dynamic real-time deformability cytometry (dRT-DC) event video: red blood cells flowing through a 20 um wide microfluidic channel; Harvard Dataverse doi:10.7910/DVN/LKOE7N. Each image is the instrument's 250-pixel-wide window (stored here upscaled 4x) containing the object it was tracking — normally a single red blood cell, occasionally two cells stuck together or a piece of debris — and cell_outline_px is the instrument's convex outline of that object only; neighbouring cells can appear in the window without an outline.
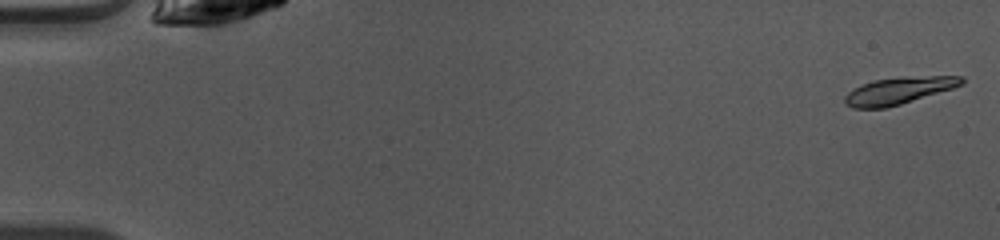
{"species": "common noctule bat (a hibernating species)", "species_latin": "Nyctalus noctula", "temperature_condition": "warm", "stored_images_in_passage": 49, "camera_frame_rate_fps": 3000, "um_per_image_px": 0.085, "animal": {"sex": "female", "body_mass_g": 10.0, "forearm_length_mm": 53.1}, "frame": {"image": 1, "passage_image": 1, "time_ms": 0.0, "image_size_px": [1000, 240], "cell_outline_px": [[964, 84], [952, 88], [900, 104], [884, 108], [852, 108], [844, 100], [844, 96], [848, 92], [864, 84], [876, 80], [928, 76], [964, 76]], "centroid_in_image_um": [76.41, 7.71], "position_along_channel_um": 8.6, "area_um2": 17.69}}
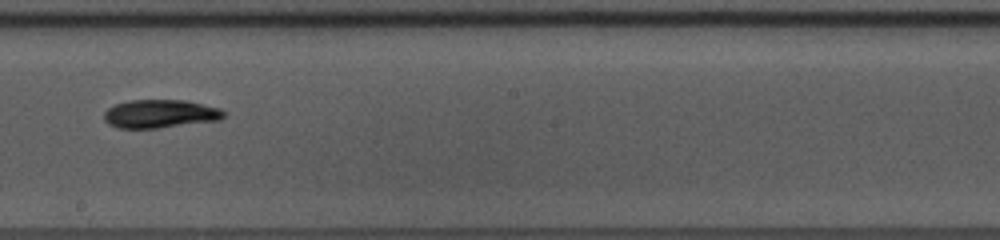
{"frame": {"image": 2, "passage_image": 28, "time_ms": 9.0, "image_size_px": [1000, 240], "cell_outline_px": [[224, 116], [220, 120], [160, 128], [120, 128], [108, 124], [104, 120], [104, 112], [108, 108], [116, 104], [128, 100], [184, 100], [220, 108], [224, 112]], "centroid_in_image_um": [13.6, 9.68], "position_along_channel_um": 234.6, "area_um2": 19.77}}
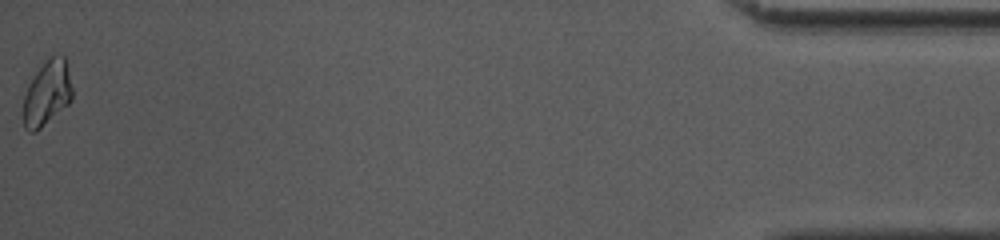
{"frame": {"image": 3, "passage_image": 49, "time_ms": 16.0, "image_size_px": [1000, 240], "cell_outline_px": [[72, 100], [68, 104], [36, 132], [28, 132], [24, 128], [20, 112], [24, 96], [36, 72], [52, 56], [64, 56], [72, 88]], "centroid_in_image_um": [3.95, 8.01], "position_along_channel_um": 431.2, "area_um2": 18.38}, "authors_computed_cell_mechanics": {"area_um2": 18.8428, "velocity_mm_per_s": 4.0841, "shape_relaxation_time_tau1_ms": 3.7669, "shape_relaxation_time_tau2_ms": null, "deformation_change_tau1": 0.1326, "deformation_change_tau2": null}}